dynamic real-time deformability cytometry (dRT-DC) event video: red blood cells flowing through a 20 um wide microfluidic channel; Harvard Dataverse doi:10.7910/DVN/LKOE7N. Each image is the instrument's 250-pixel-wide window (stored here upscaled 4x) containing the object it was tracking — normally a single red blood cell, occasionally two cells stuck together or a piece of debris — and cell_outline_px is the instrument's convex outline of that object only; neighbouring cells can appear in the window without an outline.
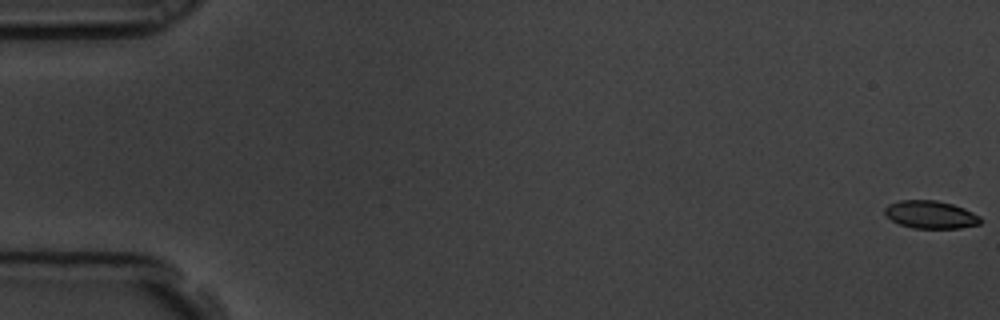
{"species": "common noctule bat (a hibernating species)", "species_latin": "Nyctalus noctula", "temperature_condition": "room temperature", "stored_images_in_passage": 60, "camera_frame_rate_fps": 3000, "um_per_image_px": 0.085, "animal": {"sex": "male", "body_mass_g": 19.5, "forearm_length_mm": 54.6}, "frame": {"image": 1, "passage_image": 1, "time_ms": 0.0, "image_size_px": [1000, 320], "cell_outline_px": [[980, 224], [960, 228], [912, 228], [900, 224], [892, 220], [884, 212], [884, 208], [888, 204], [900, 200], [936, 200], [952, 204], [964, 208], [980, 216]], "centroid_in_image_um": [79.1, 18.24], "position_along_channel_um": 5.9, "area_um2": 15.43}}
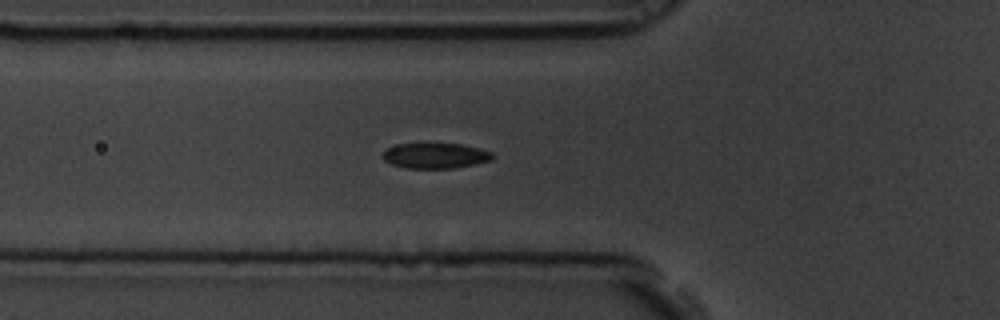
{"frame": {"image": 2, "passage_image": 22, "time_ms": 7.0, "image_size_px": [1000, 320], "cell_outline_px": [[496, 156], [492, 160], [452, 168], [404, 168], [392, 164], [384, 160], [380, 156], [388, 148], [400, 144], [460, 144], [492, 152]], "centroid_in_image_um": [36.99, 13.24], "position_along_channel_um": 88.8, "area_um2": 16.01}}
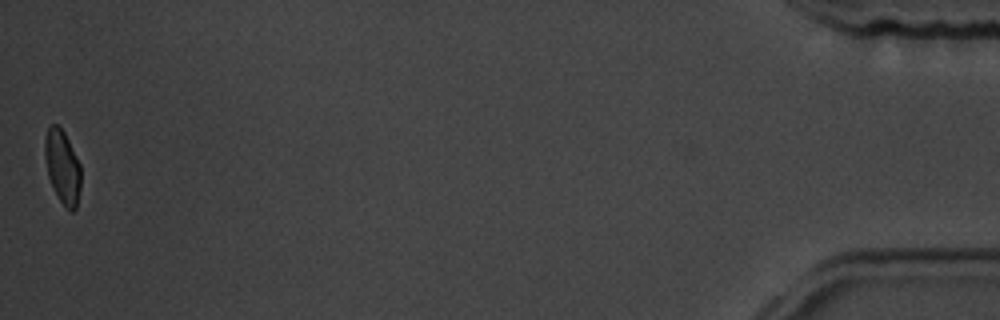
{"frame": {"image": 3, "passage_image": 60, "time_ms": 19.667, "image_size_px": [1000, 320], "cell_outline_px": [[80, 188], [76, 208], [72, 212], [60, 200], [48, 176], [44, 156], [44, 140], [48, 128], [52, 124], [56, 124], [64, 132], [80, 164]], "centroid_in_image_um": [5.3, 14.15], "position_along_channel_um": 429.9, "area_um2": 15.14}, "authors_computed_cell_mechanics": {"area_um2": 16.4152, "velocity_mm_per_s": 3.4538, "shape_relaxation_time_tau1_ms": 2.878, "shape_relaxation_time_tau2_ms": 1.2405, "deformation_change_tau1": 0.1192, "deformation_change_tau2": 0.0507}}